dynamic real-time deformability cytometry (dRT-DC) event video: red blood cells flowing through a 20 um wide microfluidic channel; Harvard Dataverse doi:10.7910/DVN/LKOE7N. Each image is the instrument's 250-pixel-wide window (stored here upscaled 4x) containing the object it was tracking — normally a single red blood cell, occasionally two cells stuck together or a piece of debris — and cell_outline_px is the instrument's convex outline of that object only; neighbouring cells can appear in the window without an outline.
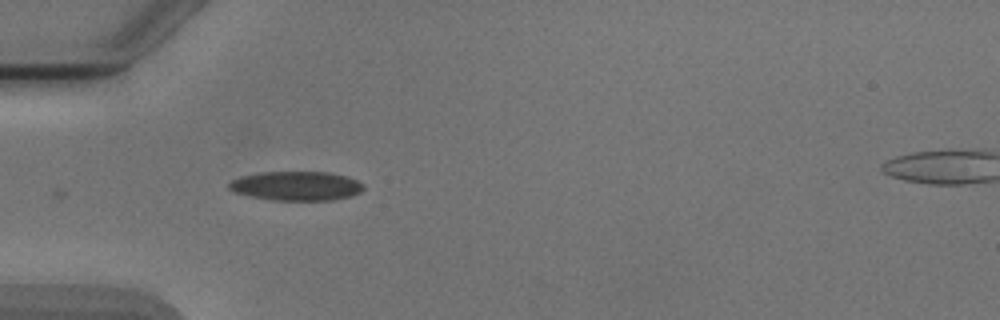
{"species": "Egyptian fruit bat (a non-hibernating species)", "species_latin": "Rousettus aegyptiacus", "temperature_condition": "cold", "stored_images_in_passage": 3, "camera_frame_rate_fps": 3000, "um_per_image_px": 0.085, "animal": {"sex": "male"}, "frame": {"image": 1, "passage_image": 2, "time_ms": 1.333, "image_size_px": [1000, 320], "cell_outline_px": [[364, 188], [360, 192], [348, 196], [332, 200], [272, 200], [232, 192], [228, 188], [228, 184], [232, 180], [240, 176], [260, 172], [328, 172], [348, 176], [364, 184]], "centroid_in_image_um": [25.17, 15.79], "position_along_channel_um": 59.8, "area_um2": 22.89}}
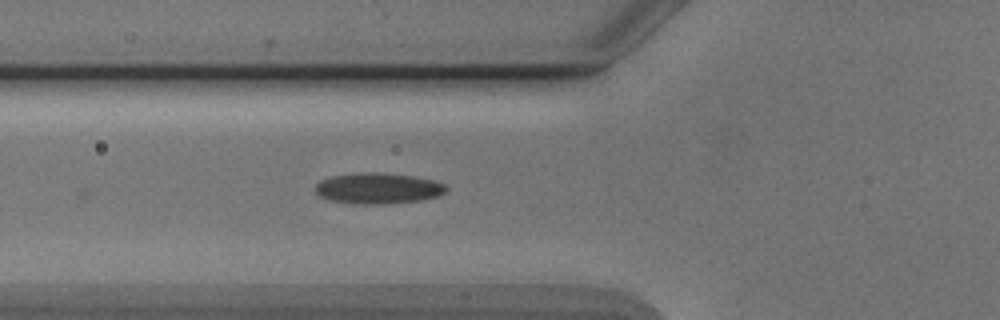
{"frame": {"image": 2, "passage_image": 3, "time_ms": 2.333, "image_size_px": [1000, 320], "cell_outline_px": [[448, 188], [440, 196], [420, 200], [388, 204], [352, 204], [332, 200], [320, 196], [316, 192], [316, 184], [320, 180], [332, 176], [360, 172], [384, 172], [416, 176], [436, 180], [444, 184]], "centroid_in_image_um": [32.17, 16.0], "position_along_channel_um": 93.6, "area_um2": 23.87}}